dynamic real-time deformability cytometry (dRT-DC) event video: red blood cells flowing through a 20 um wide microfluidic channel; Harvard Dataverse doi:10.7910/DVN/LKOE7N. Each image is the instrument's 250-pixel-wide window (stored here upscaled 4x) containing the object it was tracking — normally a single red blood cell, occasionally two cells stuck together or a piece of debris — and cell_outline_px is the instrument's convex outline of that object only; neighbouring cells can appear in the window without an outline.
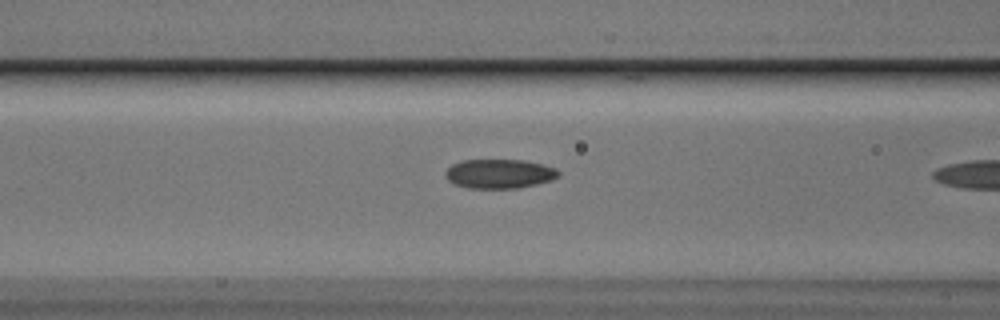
{"species": "Egyptian fruit bat (a non-hibernating species)", "species_latin": "Rousettus aegyptiacus", "temperature_condition": "cold", "stored_images_in_passage": 8, "camera_frame_rate_fps": 3000, "um_per_image_px": 0.085, "animal": {"sex": "male"}, "frame": {"image": 1, "passage_image": 7, "time_ms": 2.0, "image_size_px": [1000, 320], "cell_outline_px": [[560, 176], [552, 180], [536, 184], [516, 188], [468, 188], [456, 184], [448, 180], [444, 176], [444, 172], [452, 164], [464, 160], [524, 160], [556, 168], [560, 172]], "centroid_in_image_um": [42.44, 14.77], "position_along_channel_um": 124.2, "area_um2": 19.25}}